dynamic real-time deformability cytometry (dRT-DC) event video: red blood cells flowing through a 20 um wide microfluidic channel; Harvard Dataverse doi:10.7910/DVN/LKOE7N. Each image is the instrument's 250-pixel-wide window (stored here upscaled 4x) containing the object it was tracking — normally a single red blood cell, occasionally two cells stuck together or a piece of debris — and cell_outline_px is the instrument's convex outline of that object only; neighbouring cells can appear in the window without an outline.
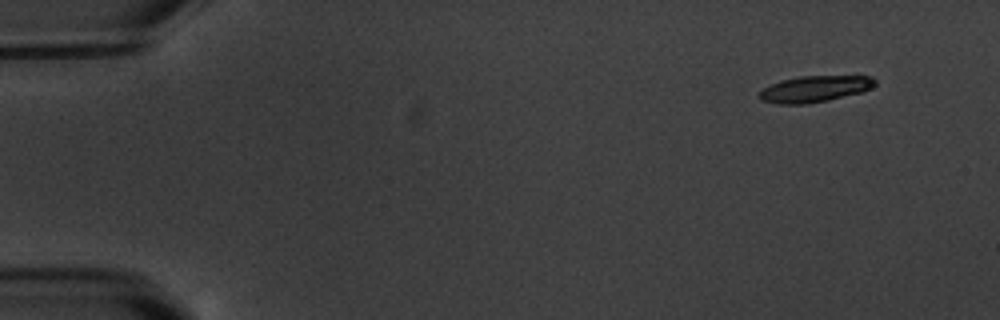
{"species": "common noctule bat (a hibernating species)", "species_latin": "Nyctalus noctula", "temperature_condition": "warm", "stored_images_in_passage": 5, "camera_frame_rate_fps": 3000, "um_per_image_px": 0.085, "animal": {"sex": "male", "body_mass_g": 20.1, "forearm_length_mm": 53.5}, "frame": {"image": 1, "passage_image": 1, "time_ms": 0.0, "image_size_px": [1000, 320], "cell_outline_px": [[876, 84], [872, 88], [864, 92], [828, 100], [808, 104], [776, 104], [760, 100], [760, 92], [764, 88], [780, 80], [800, 76], [872, 76], [876, 80]], "centroid_in_image_um": [69.29, 7.56], "position_along_channel_um": 15.7, "area_um2": 17.86}}